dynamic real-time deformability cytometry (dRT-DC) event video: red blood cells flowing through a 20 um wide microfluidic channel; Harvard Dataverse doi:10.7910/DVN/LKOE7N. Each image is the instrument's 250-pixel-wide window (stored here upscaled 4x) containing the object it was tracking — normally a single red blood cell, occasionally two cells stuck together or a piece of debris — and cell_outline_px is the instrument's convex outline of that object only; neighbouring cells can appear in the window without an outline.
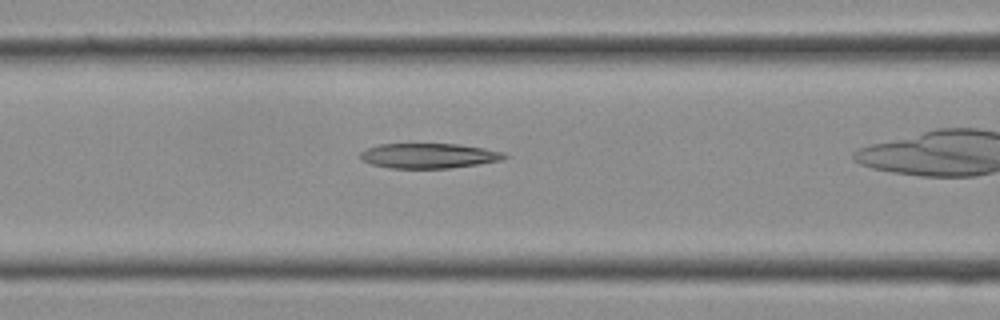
{"species": "Egyptian fruit bat (a non-hibernating species)", "species_latin": "Rousettus aegyptiacus", "temperature_condition": "cold", "stored_images_in_passage": 16, "camera_frame_rate_fps": 3000, "um_per_image_px": 0.085, "frame": {"image": 1, "passage_image": 5, "time_ms": 1.333, "image_size_px": [1000, 320], "cell_outline_px": [[508, 156], [500, 160], [476, 164], [448, 168], [388, 168], [372, 164], [360, 160], [360, 152], [368, 148], [380, 144], [456, 144], [484, 148], [504, 152]], "centroid_in_image_um": [36.41, 13.24], "position_along_channel_um": 130.2, "area_um2": 20.81}}
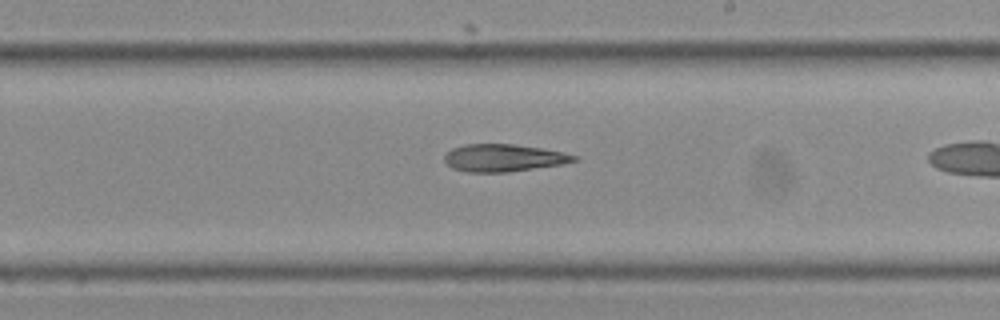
{"frame": {"image": 2, "passage_image": 10, "time_ms": 3.0, "image_size_px": [1000, 320], "cell_outline_px": [[580, 160], [564, 164], [508, 172], [468, 172], [452, 168], [444, 160], [444, 156], [452, 148], [464, 144], [512, 144], [540, 148], [564, 152], [580, 156]], "centroid_in_image_um": [42.86, 13.42], "position_along_channel_um": 246.1, "area_um2": 20.81}}
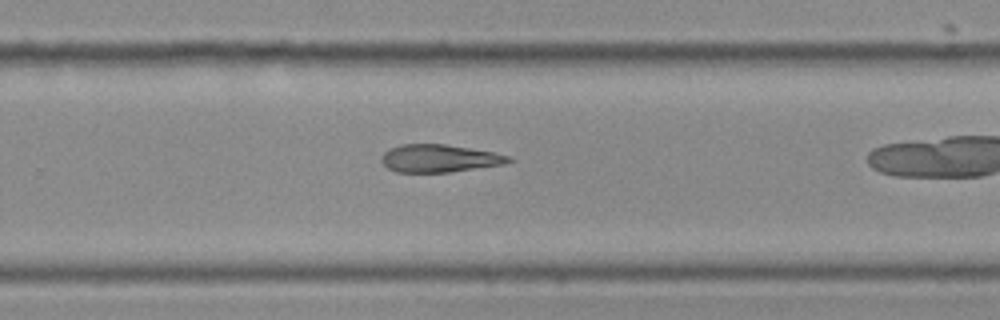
{"frame": {"image": 3, "passage_image": 12, "time_ms": 3.667, "image_size_px": [1000, 320], "cell_outline_px": [[516, 160], [504, 164], [448, 172], [396, 172], [388, 168], [380, 160], [380, 156], [388, 148], [400, 144], [444, 144], [492, 152], [512, 156]], "centroid_in_image_um": [37.32, 13.46], "position_along_channel_um": 292.5, "area_um2": 20.58}}